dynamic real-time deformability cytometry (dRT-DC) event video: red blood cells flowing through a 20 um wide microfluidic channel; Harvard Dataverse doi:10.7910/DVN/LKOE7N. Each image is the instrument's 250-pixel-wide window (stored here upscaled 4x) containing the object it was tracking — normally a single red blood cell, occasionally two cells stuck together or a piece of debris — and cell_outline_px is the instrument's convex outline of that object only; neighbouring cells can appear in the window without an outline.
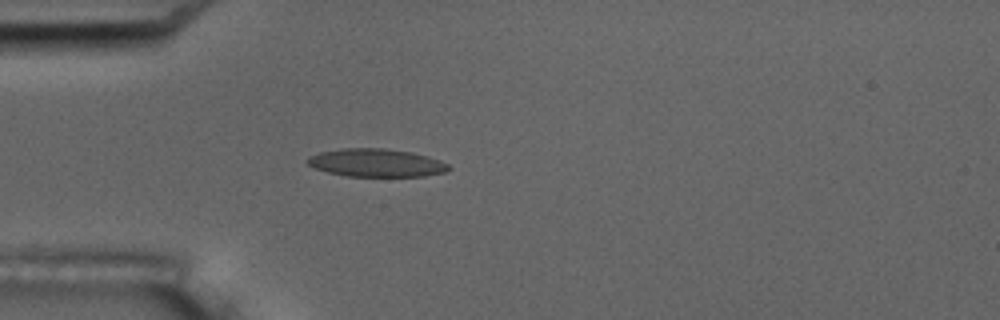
{"species": "common noctule bat (a hibernating species)", "species_latin": "Nyctalus noctula", "temperature_condition": "room temperature", "stored_images_in_passage": 4, "camera_frame_rate_fps": 3000, "um_per_image_px": 0.085, "animal": {"sex": "male", "body_mass_g": 17.5, "forearm_length_mm": 52.3}, "frame": {"image": 1, "passage_image": 4, "time_ms": 4.333, "image_size_px": [1000, 320], "cell_outline_px": [[452, 168], [444, 172], [424, 176], [348, 176], [328, 172], [316, 168], [308, 164], [304, 160], [320, 152], [344, 148], [384, 148], [412, 152], [440, 160], [448, 164]], "centroid_in_image_um": [32.0, 13.84], "position_along_channel_um": 53.0, "area_um2": 22.89}}